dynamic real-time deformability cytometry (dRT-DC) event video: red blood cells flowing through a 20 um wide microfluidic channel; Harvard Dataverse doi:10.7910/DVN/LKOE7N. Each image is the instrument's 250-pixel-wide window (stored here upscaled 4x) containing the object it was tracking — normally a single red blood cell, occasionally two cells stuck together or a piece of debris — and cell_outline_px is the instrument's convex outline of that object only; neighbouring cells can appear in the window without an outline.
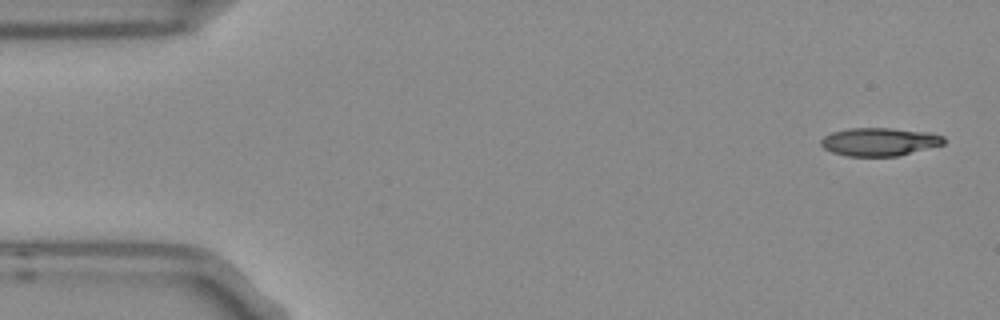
{"species": "Egyptian fruit bat (a non-hibernating species)", "species_latin": "Rousettus aegyptiacus", "temperature_condition": "room temperature", "stored_images_in_passage": 5, "camera_frame_rate_fps": 3000, "um_per_image_px": 0.085, "frame": {"image": 1, "passage_image": 1, "time_ms": 0.0, "image_size_px": [1000, 320], "cell_outline_px": [[944, 144], [896, 156], [848, 156], [832, 152], [824, 148], [820, 144], [820, 140], [824, 136], [832, 132], [848, 128], [892, 128], [928, 132], [944, 136]], "centroid_in_image_um": [74.72, 12.04], "position_along_channel_um": 10.3, "area_um2": 20.06}}
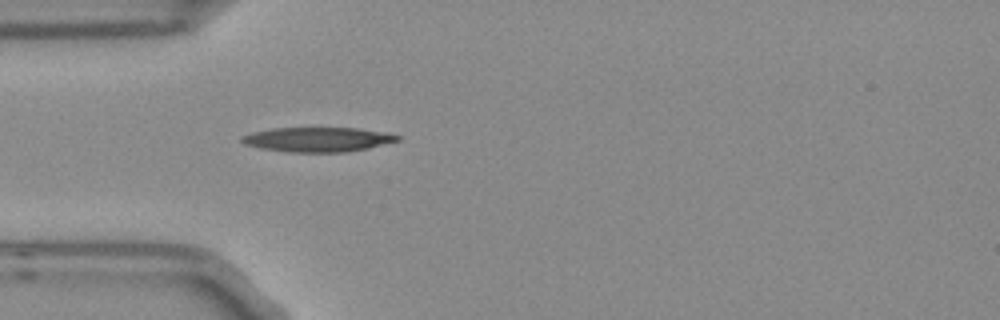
{"frame": {"image": 2, "passage_image": 5, "time_ms": 1.333, "image_size_px": [1000, 320], "cell_outline_px": [[400, 140], [368, 148], [348, 152], [288, 152], [260, 148], [244, 144], [240, 140], [240, 136], [252, 132], [272, 128], [360, 128], [388, 132], [400, 136]], "centroid_in_image_um": [27.01, 11.85], "position_along_channel_um": 58.0, "area_um2": 22.48}}